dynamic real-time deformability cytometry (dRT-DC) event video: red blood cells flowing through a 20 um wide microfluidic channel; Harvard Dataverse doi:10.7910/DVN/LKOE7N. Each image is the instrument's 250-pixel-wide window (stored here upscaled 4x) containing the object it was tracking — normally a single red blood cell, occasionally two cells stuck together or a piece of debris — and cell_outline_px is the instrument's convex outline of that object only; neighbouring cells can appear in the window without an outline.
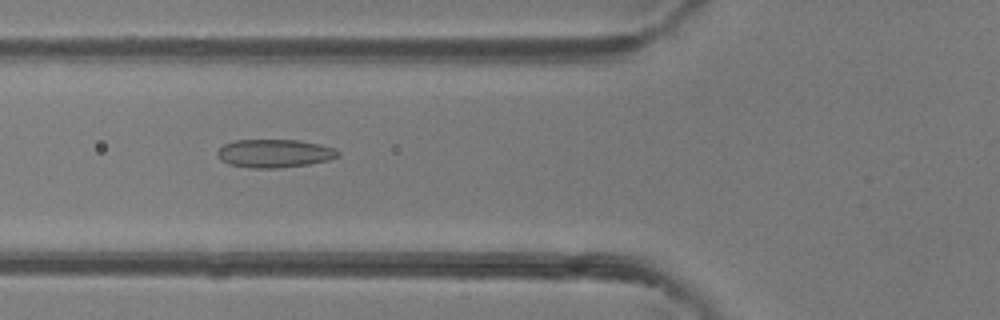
{"species": "common noctule bat (a hibernating species)", "species_latin": "Nyctalus noctula", "temperature_condition": "room temperature", "stored_images_in_passage": 48, "camera_frame_rate_fps": 3000, "um_per_image_px": 0.085, "animal": {"sex": "female"}, "frame": {"image": 1, "passage_image": 18, "time_ms": 5.667, "image_size_px": [1000, 320], "cell_outline_px": [[340, 156], [328, 160], [308, 164], [276, 168], [248, 168], [228, 164], [220, 160], [216, 152], [224, 144], [236, 140], [300, 140], [320, 144], [336, 148], [340, 152]], "centroid_in_image_um": [23.34, 13.04], "position_along_channel_um": 102.5, "area_um2": 20.0}}
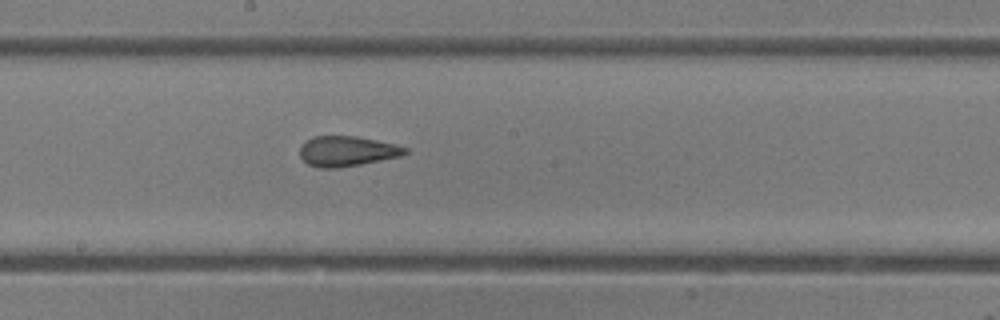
{"frame": {"image": 2, "passage_image": 26, "time_ms": 8.333, "image_size_px": [1000, 320], "cell_outline_px": [[408, 152], [400, 156], [360, 164], [336, 168], [320, 168], [308, 164], [300, 156], [300, 148], [304, 140], [312, 136], [356, 136], [396, 144], [408, 148]], "centroid_in_image_um": [29.47, 12.84], "position_along_channel_um": 218.7, "area_um2": 18.5}}
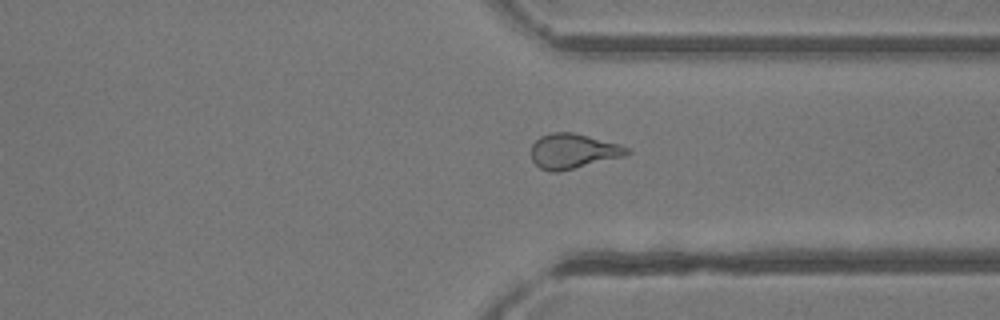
{"frame": {"image": 3, "passage_image": 36, "time_ms": 11.667, "image_size_px": [1000, 320], "cell_outline_px": [[632, 152], [628, 156], [560, 172], [548, 172], [540, 168], [532, 160], [532, 144], [540, 136], [552, 132], [572, 132], [620, 144], [628, 148]], "centroid_in_image_um": [48.75, 12.87], "position_along_channel_um": 362.6, "area_um2": 19.83}, "authors_computed_cell_mechanics": {"area_um2": 20.4034, "velocity_mm_per_s": 4.3269, "shape_relaxation_time_tau1_ms": null, "shape_relaxation_time_tau2_ms": 1.1097, "deformation_change_tau1": null, "deformation_change_tau2": 0.0704}}